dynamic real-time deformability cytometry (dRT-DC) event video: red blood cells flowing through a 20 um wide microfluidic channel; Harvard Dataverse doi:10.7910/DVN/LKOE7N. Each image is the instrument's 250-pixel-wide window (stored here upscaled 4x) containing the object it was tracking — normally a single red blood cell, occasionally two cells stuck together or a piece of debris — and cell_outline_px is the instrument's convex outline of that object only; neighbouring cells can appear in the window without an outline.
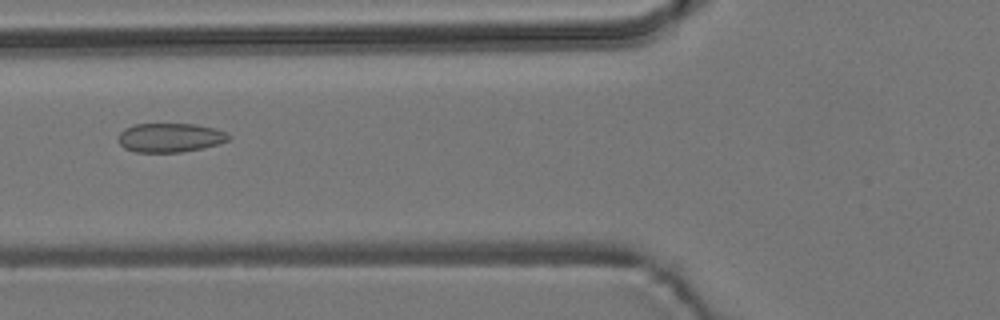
{"species": "common noctule bat (a hibernating species)", "species_latin": "Nyctalus noctula", "temperature_condition": "room temperature", "stored_images_in_passage": 51, "camera_frame_rate_fps": 3000, "um_per_image_px": 0.085, "animal": {"sex": "male", "body_mass_g": 19.2, "forearm_length_mm": 51.8}, "frame": {"image": 1, "passage_image": 18, "time_ms": 5.667, "image_size_px": [1000, 320], "cell_outline_px": [[232, 136], [228, 140], [220, 144], [180, 152], [136, 152], [124, 148], [120, 144], [120, 132], [124, 128], [136, 124], [196, 124], [212, 128], [224, 132]], "centroid_in_image_um": [14.46, 11.7], "position_along_channel_um": 111.3, "area_um2": 18.5}}
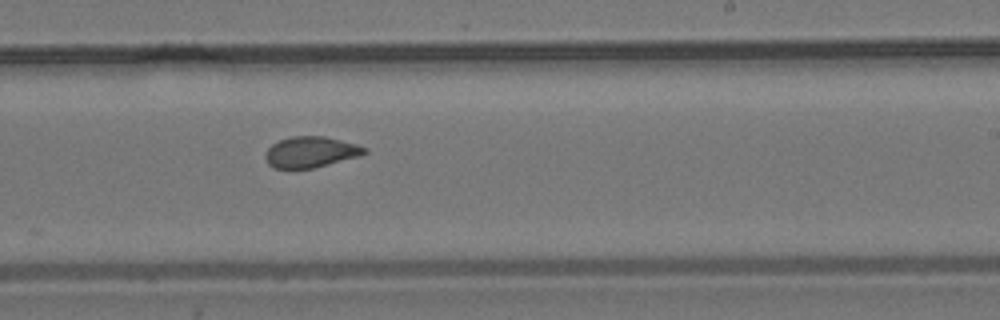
{"frame": {"image": 2, "passage_image": 30, "time_ms": 9.667, "image_size_px": [1000, 320], "cell_outline_px": [[368, 152], [360, 156], [312, 168], [272, 168], [268, 164], [264, 156], [268, 148], [272, 144], [280, 140], [292, 136], [324, 136], [356, 144], [368, 148]], "centroid_in_image_um": [26.41, 12.92], "position_along_channel_um": 262.6, "area_um2": 17.8}}
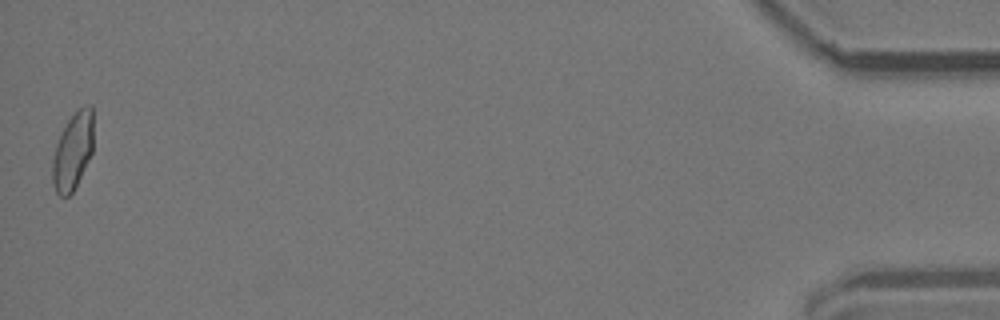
{"frame": {"image": 3, "passage_image": 51, "time_ms": 16.667, "image_size_px": [1000, 320], "cell_outline_px": [[92, 152], [72, 192], [68, 196], [60, 196], [56, 192], [52, 184], [52, 160], [56, 144], [68, 120], [84, 104], [92, 104]], "centroid_in_image_um": [6.17, 12.85], "position_along_channel_um": 429.0, "area_um2": 18.03}, "authors_computed_cell_mechanics": {"area_um2": 18.5538, "velocity_mm_per_s": 3.7801, "shape_relaxation_time_tau1_ms": null, "shape_relaxation_time_tau2_ms": 1.1923, "deformation_change_tau1": null, "deformation_change_tau2": 0.074}}